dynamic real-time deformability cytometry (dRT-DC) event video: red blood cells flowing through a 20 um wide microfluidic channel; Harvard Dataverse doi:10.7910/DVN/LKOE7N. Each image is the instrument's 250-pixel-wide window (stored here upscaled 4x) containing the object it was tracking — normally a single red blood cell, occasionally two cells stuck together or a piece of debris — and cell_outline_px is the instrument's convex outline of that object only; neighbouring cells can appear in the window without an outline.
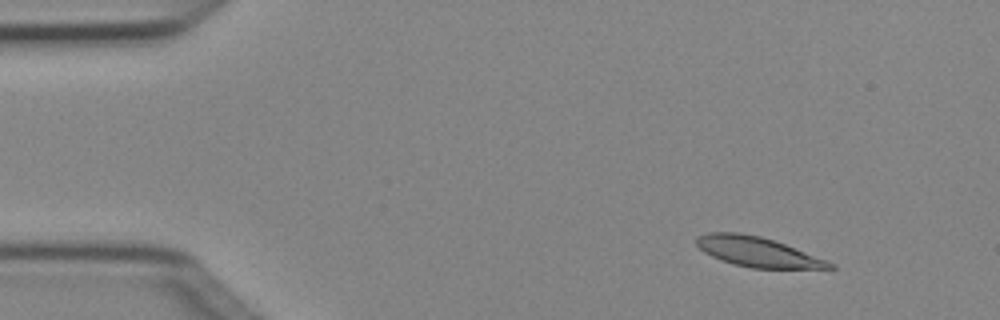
{"species": "Egyptian fruit bat (a non-hibernating species)", "species_latin": "Rousettus aegyptiacus", "temperature_condition": "cold", "stored_images_in_passage": 4, "camera_frame_rate_fps": 3000, "um_per_image_px": 0.085, "animal": {"sex": "female"}, "frame": {"image": 1, "passage_image": 2, "time_ms": 0.333, "image_size_px": [1000, 320], "cell_outline_px": [[836, 268], [752, 268], [732, 264], [720, 260], [704, 252], [696, 244], [696, 236], [708, 232], [740, 232], [760, 236], [784, 244], [828, 260], [836, 264]], "centroid_in_image_um": [64.37, 21.4], "position_along_channel_um": 20.6, "area_um2": 23.12}}
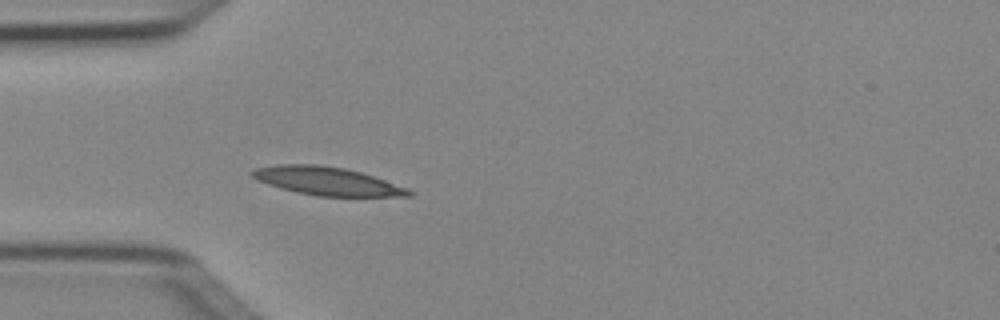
{"frame": {"image": 2, "passage_image": 4, "time_ms": 1.0, "image_size_px": [1000, 320], "cell_outline_px": [[416, 192], [412, 196], [316, 196], [296, 192], [280, 188], [268, 184], [252, 176], [248, 172], [252, 168], [276, 164], [316, 164], [344, 168], [360, 172], [408, 188]], "centroid_in_image_um": [27.77, 15.39], "position_along_channel_um": 57.2, "area_um2": 25.78}}